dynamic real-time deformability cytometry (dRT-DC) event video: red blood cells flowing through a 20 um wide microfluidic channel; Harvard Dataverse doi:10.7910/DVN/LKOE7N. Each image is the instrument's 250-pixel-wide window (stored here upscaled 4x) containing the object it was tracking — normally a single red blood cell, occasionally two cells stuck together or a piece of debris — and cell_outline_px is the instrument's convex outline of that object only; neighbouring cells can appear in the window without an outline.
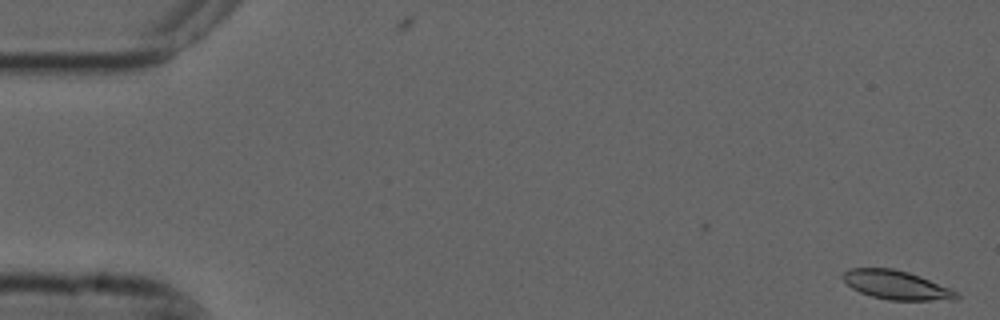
{"species": "common noctule bat (a hibernating species)", "species_latin": "Nyctalus noctula", "temperature_condition": "cold", "stored_images_in_passage": 4, "camera_frame_rate_fps": 3000, "um_per_image_px": 0.085, "animal": {"sex": "male", "forearm_length_mm": 52.5}, "frame": {"image": 1, "passage_image": 1, "time_ms": 0.0, "image_size_px": [1000, 320], "cell_outline_px": [[960, 296], [956, 300], [888, 300], [872, 296], [860, 292], [852, 288], [840, 276], [844, 272], [852, 268], [892, 268], [908, 272], [920, 276], [952, 288], [960, 292]], "centroid_in_image_um": [76.25, 24.23], "position_along_channel_um": 8.7, "area_um2": 19.25}}
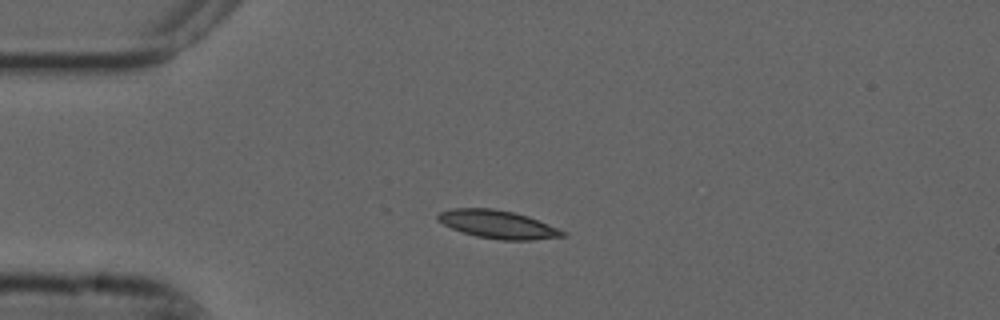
{"frame": {"image": 2, "passage_image": 4, "time_ms": 1.0, "image_size_px": [1000, 320], "cell_outline_px": [[568, 236], [532, 240], [500, 240], [476, 236], [452, 228], [444, 224], [436, 216], [440, 212], [452, 208], [492, 208], [512, 212], [528, 216], [568, 232]], "centroid_in_image_um": [42.37, 19.08], "position_along_channel_um": 42.6, "area_um2": 20.35}}